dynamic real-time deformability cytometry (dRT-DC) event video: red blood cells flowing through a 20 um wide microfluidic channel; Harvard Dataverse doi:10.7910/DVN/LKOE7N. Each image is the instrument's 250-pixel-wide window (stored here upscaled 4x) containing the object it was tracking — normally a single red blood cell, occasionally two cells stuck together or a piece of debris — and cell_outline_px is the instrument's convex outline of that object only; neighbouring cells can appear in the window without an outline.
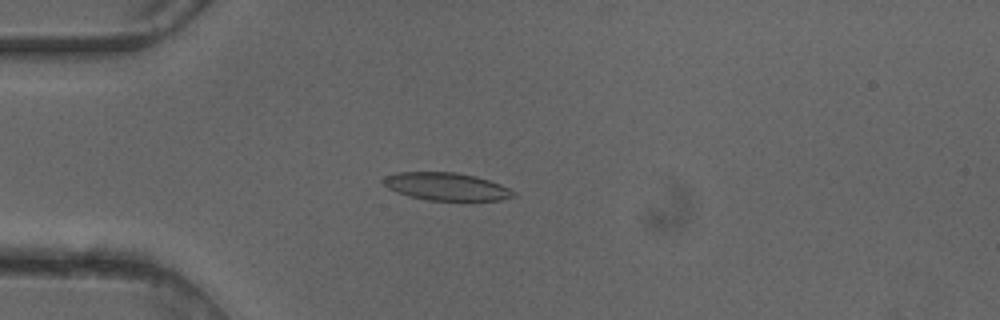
{"species": "common noctule bat (a hibernating species)", "species_latin": "Nyctalus noctula", "temperature_condition": "cold", "stored_images_in_passage": 39, "camera_frame_rate_fps": 3000, "um_per_image_px": 0.085, "animal": {"sex": "female"}, "frame": {"image": 1, "passage_image": 1, "time_ms": 0.0, "image_size_px": [1000, 320], "cell_outline_px": [[516, 196], [500, 200], [428, 200], [408, 196], [396, 192], [388, 188], [380, 180], [384, 176], [396, 172], [456, 172], [476, 176], [500, 184], [516, 192]], "centroid_in_image_um": [37.91, 15.85], "position_along_channel_um": 47.1, "area_um2": 21.1}}
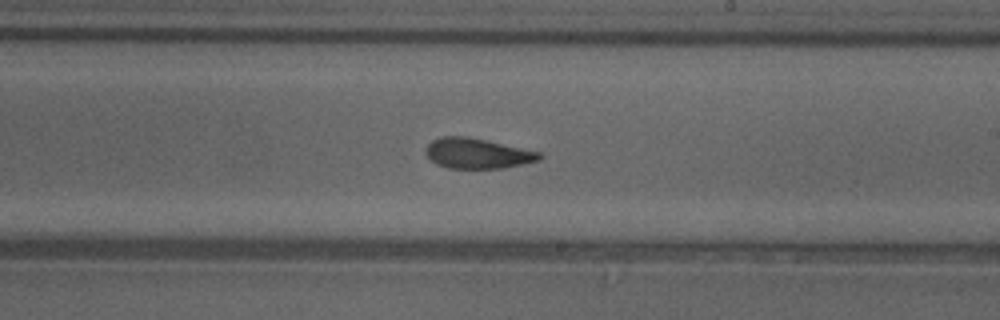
{"frame": {"image": 2, "passage_image": 17, "time_ms": 5.333, "image_size_px": [1000, 320], "cell_outline_px": [[544, 156], [540, 160], [504, 168], [448, 168], [436, 164], [424, 152], [428, 144], [432, 140], [440, 136], [464, 136], [484, 140], [540, 152]], "centroid_in_image_um": [40.56, 13.04], "position_along_channel_um": 248.4, "area_um2": 19.88}}
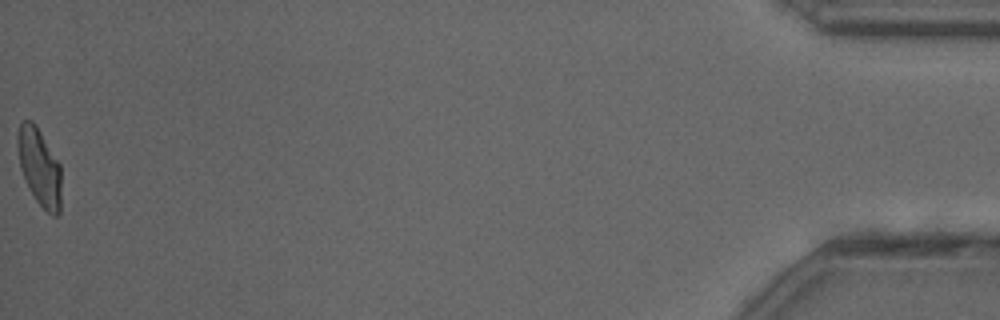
{"frame": {"image": 3, "passage_image": 38, "time_ms": 12.333, "image_size_px": [1000, 320], "cell_outline_px": [[60, 212], [56, 216], [52, 216], [36, 200], [20, 168], [16, 148], [16, 136], [20, 120], [32, 120], [36, 124], [60, 164]], "centroid_in_image_um": [3.32, 14.12], "position_along_channel_um": 431.9, "area_um2": 19.71}}